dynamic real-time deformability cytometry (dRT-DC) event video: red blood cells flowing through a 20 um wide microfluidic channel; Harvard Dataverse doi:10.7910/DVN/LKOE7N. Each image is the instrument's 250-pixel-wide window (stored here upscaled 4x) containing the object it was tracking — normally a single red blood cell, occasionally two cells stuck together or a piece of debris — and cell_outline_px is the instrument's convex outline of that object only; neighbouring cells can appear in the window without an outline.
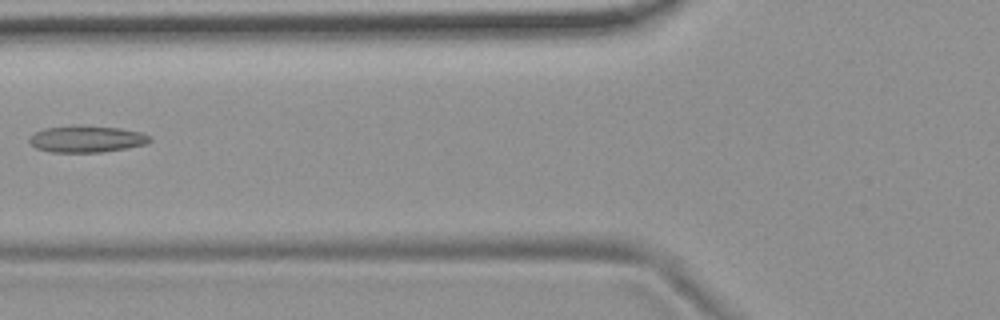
{"species": "common noctule bat (a hibernating species)", "species_latin": "Nyctalus noctula", "temperature_condition": "room temperature", "stored_images_in_passage": 6, "camera_frame_rate_fps": 3000, "um_per_image_px": 0.085, "animal": {"sex": "female", "body_mass_g": 19.9}, "frame": {"image": 1, "passage_image": 6, "time_ms": 1.667, "image_size_px": [1000, 320], "cell_outline_px": [[152, 140], [144, 144], [124, 148], [100, 152], [52, 152], [36, 148], [28, 140], [28, 136], [44, 128], [72, 124], [76, 124], [120, 128], [140, 132], [152, 136]], "centroid_in_image_um": [7.33, 11.79], "position_along_channel_um": 118.5, "area_um2": 18.9}}